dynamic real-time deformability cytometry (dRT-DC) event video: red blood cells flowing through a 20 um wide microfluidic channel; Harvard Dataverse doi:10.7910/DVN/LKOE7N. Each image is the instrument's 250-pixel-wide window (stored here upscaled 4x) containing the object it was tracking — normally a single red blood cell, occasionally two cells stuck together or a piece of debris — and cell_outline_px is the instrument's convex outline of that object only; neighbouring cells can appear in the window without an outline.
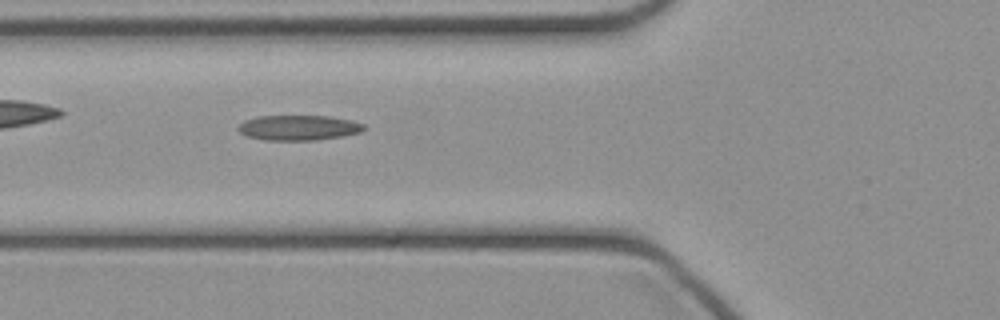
{"species": "common noctule bat (a hibernating species)", "species_latin": "Nyctalus noctula", "temperature_condition": "cold", "stored_images_in_passage": 23, "camera_frame_rate_fps": 3000, "um_per_image_px": 0.085, "animal": {"sex": "female", "body_mass_g": 21.9}, "frame": {"image": 1, "passage_image": 7, "time_ms": 2.0, "image_size_px": [1000, 320], "cell_outline_px": [[368, 128], [360, 132], [344, 136], [316, 140], [264, 140], [248, 136], [240, 132], [236, 128], [244, 120], [256, 116], [328, 116], [352, 120], [364, 124]], "centroid_in_image_um": [25.4, 10.85], "position_along_channel_um": 100.4, "area_um2": 18.55}}
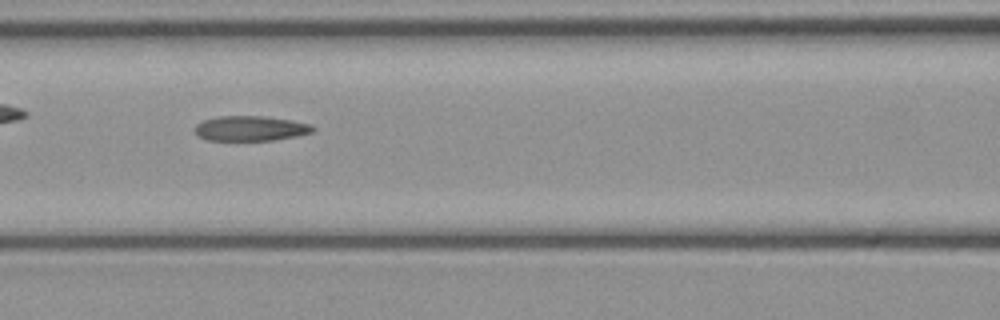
{"frame": {"image": 2, "passage_image": 10, "time_ms": 3.0, "image_size_px": [1000, 320], "cell_outline_px": [[316, 128], [312, 132], [296, 136], [272, 140], [208, 140], [200, 136], [192, 128], [196, 124], [204, 120], [216, 116], [264, 116], [292, 120], [312, 124]], "centroid_in_image_um": [21.3, 10.9], "position_along_channel_um": 145.3, "area_um2": 17.22}}